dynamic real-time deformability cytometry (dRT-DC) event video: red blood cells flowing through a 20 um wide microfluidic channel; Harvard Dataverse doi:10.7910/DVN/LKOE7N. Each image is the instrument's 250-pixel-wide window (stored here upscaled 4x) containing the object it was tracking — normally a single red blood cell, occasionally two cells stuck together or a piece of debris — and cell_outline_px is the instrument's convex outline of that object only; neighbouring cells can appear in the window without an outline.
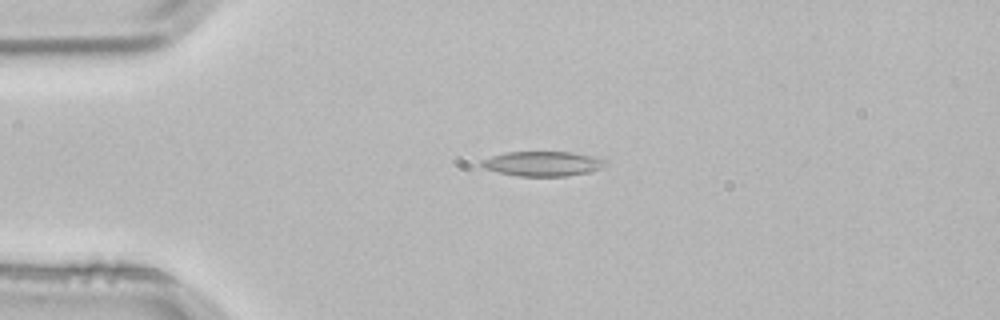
{"species": "common noctule bat (a hibernating species)", "species_latin": "Nyctalus noctula", "temperature_condition": "room temperature", "stored_images_in_passage": 2, "camera_frame_rate_fps": 3000, "um_per_image_px": 0.085, "animal": {"sex": "male", "body_mass_g": 21.5, "forearm_length_mm": 52.0}, "frame": {"image": 1, "passage_image": 1, "time_ms": 0.0, "image_size_px": [1000, 320], "cell_outline_px": [[608, 164], [600, 168], [588, 172], [564, 176], [516, 176], [484, 168], [480, 164], [480, 160], [492, 156], [508, 152], [572, 152], [608, 160]], "centroid_in_image_um": [46.13, 13.91], "position_along_channel_um": 38.9, "area_um2": 17.74}}
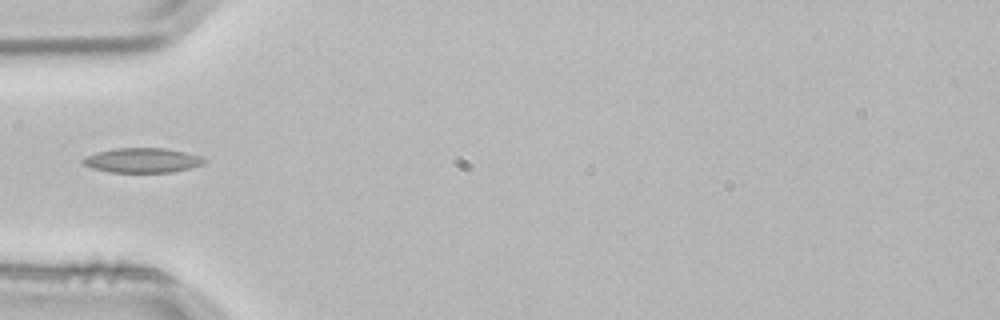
{"frame": {"image": 2, "passage_image": 2, "time_ms": 0.333, "image_size_px": [1000, 320], "cell_outline_px": [[204, 164], [172, 172], [112, 172], [92, 168], [84, 164], [80, 160], [96, 152], [116, 148], [164, 148], [184, 152], [200, 156], [204, 160]], "centroid_in_image_um": [12.07, 13.62], "position_along_channel_um": 72.9, "area_um2": 17.17}}